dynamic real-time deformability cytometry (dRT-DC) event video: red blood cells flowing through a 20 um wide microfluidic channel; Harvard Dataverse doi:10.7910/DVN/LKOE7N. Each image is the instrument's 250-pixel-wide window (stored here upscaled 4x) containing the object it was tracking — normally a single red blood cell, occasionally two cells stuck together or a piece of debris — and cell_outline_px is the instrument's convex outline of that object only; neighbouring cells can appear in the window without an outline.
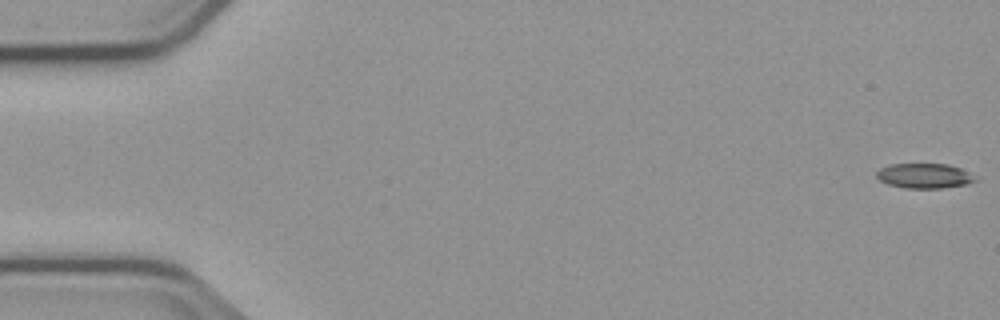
{"species": "common noctule bat (a hibernating species)", "species_latin": "Nyctalus noctula", "temperature_condition": "cold", "stored_images_in_passage": 5, "camera_frame_rate_fps": 3000, "um_per_image_px": 0.085, "animal": {"sex": "male", "body_mass_g": 23.1, "forearm_length_mm": 52.7}, "frame": {"image": 1, "passage_image": 1, "time_ms": 0.0, "image_size_px": [1000, 320], "cell_outline_px": [[980, 180], [968, 184], [944, 188], [904, 188], [888, 184], [880, 180], [876, 176], [876, 172], [880, 168], [888, 164], [948, 164], [960, 168], [968, 172]], "centroid_in_image_um": [78.59, 14.95], "position_along_channel_um": 6.4, "area_um2": 14.45}}